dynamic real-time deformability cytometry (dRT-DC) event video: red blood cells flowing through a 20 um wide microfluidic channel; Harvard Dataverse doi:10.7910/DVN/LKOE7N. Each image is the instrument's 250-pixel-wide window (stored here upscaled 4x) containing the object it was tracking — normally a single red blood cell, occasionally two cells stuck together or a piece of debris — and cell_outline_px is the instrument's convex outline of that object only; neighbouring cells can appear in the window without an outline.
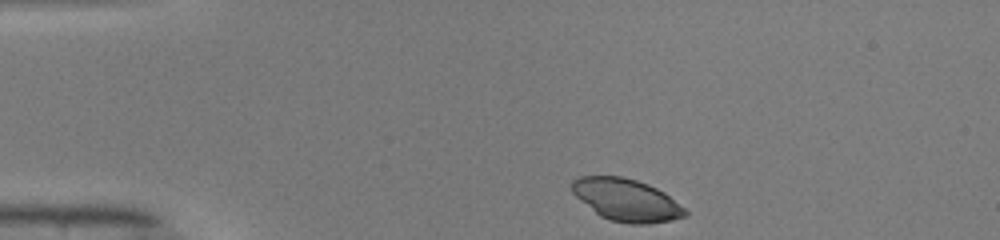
{"species": "common noctule bat (a hibernating species)", "species_latin": "Nyctalus noctula", "temperature_condition": "warm", "stored_images_in_passage": 41, "camera_frame_rate_fps": 3000, "um_per_image_px": 0.085, "animal": {"sex": "male", "body_mass_g": 19.0, "forearm_length_mm": 50.8}, "frame": {"image": 1, "passage_image": 1, "time_ms": 0.0, "image_size_px": [1000, 240], "cell_outline_px": [[688, 216], [672, 220], [648, 224], [632, 224], [608, 220], [600, 216], [576, 196], [572, 192], [572, 180], [580, 176], [620, 176], [636, 180], [648, 184], [664, 192], [684, 208], [688, 212]], "centroid_in_image_um": [53.26, 17.0], "position_along_channel_um": 31.7, "area_um2": 27.8}}
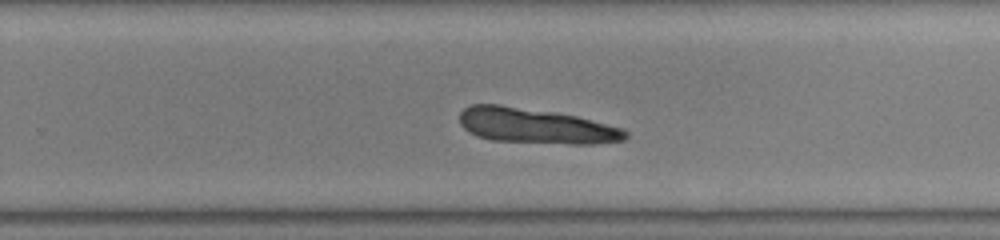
{"frame": {"image": 2, "passage_image": 24, "time_ms": 7.667, "image_size_px": [1000, 240], "cell_outline_px": [[628, 136], [624, 140], [592, 144], [572, 144], [492, 140], [476, 136], [464, 128], [460, 124], [460, 112], [464, 108], [472, 104], [500, 104], [556, 112], [576, 116], [624, 128], [628, 132]], "centroid_in_image_um": [45.54, 10.69], "position_along_channel_um": 284.3, "area_um2": 34.16}}
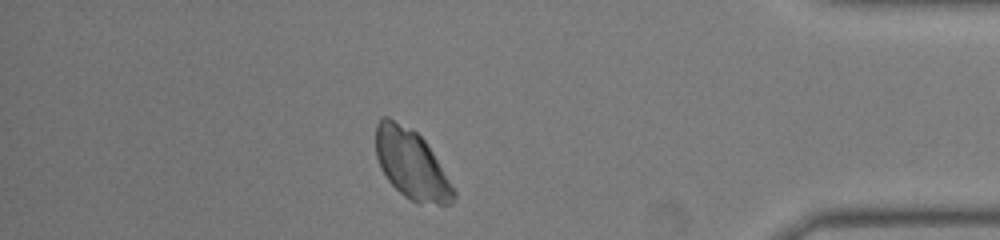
{"frame": {"image": 3, "passage_image": 35, "time_ms": 11.333, "image_size_px": [1000, 240], "cell_outline_px": [[456, 196], [452, 204], [416, 204], [404, 196], [388, 180], [380, 168], [376, 156], [376, 124], [384, 116], [388, 116], [416, 132], [424, 140], [432, 152], [456, 192]], "centroid_in_image_um": [34.96, 13.99], "position_along_channel_um": 400.2, "area_um2": 31.15}}